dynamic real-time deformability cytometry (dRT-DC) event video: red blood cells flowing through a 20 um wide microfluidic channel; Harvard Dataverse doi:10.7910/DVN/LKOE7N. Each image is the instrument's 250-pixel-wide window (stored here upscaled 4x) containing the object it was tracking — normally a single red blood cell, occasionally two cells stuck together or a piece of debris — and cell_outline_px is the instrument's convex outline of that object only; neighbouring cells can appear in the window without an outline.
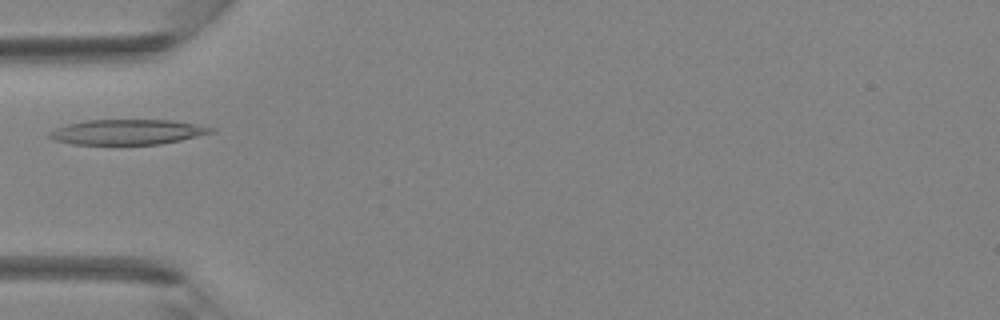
{"species": "Egyptian fruit bat (a non-hibernating species)", "species_latin": "Rousettus aegyptiacus", "temperature_condition": "room temperature", "stored_images_in_passage": 3, "camera_frame_rate_fps": 3000, "um_per_image_px": 0.085, "animal": {"sex": "female"}, "frame": {"image": 1, "passage_image": 3, "time_ms": 3.0, "image_size_px": [1000, 320], "cell_outline_px": [[216, 128], [212, 132], [180, 140], [160, 144], [72, 144], [52, 140], [48, 136], [48, 132], [56, 128], [68, 124], [88, 120], [168, 120], [196, 124]], "centroid_in_image_um": [10.78, 11.22], "position_along_channel_um": 74.2, "area_um2": 23.47}}